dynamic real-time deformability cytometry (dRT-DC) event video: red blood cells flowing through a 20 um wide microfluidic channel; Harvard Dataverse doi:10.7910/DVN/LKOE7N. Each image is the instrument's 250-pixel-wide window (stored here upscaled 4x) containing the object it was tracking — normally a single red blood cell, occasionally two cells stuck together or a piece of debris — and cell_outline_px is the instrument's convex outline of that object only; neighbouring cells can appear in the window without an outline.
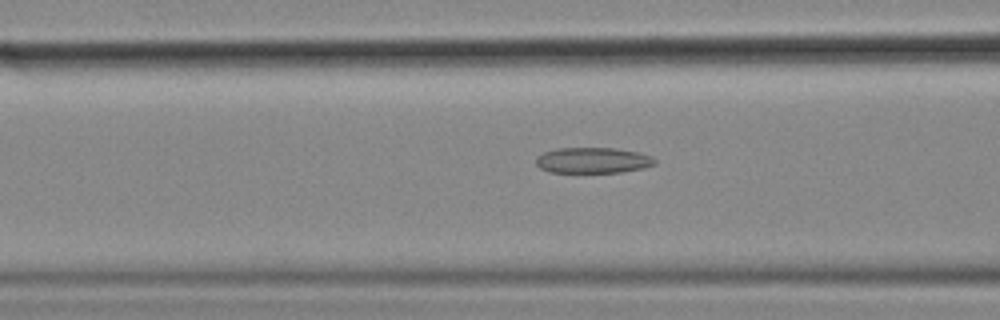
{"species": "common noctule bat (a hibernating species)", "species_latin": "Nyctalus noctula", "temperature_condition": "cold", "stored_images_in_passage": 20, "camera_frame_rate_fps": 3000, "um_per_image_px": 0.085, "animal": {"sex": "female", "body_mass_g": 18.4}, "frame": {"image": 1, "passage_image": 17, "time_ms": 5.333, "image_size_px": [1000, 320], "cell_outline_px": [[656, 164], [644, 168], [620, 172], [548, 172], [540, 168], [536, 164], [536, 156], [544, 152], [556, 148], [616, 148], [636, 152], [652, 156], [656, 160]], "centroid_in_image_um": [50.38, 13.62], "position_along_channel_um": 116.2, "area_um2": 17.86}}